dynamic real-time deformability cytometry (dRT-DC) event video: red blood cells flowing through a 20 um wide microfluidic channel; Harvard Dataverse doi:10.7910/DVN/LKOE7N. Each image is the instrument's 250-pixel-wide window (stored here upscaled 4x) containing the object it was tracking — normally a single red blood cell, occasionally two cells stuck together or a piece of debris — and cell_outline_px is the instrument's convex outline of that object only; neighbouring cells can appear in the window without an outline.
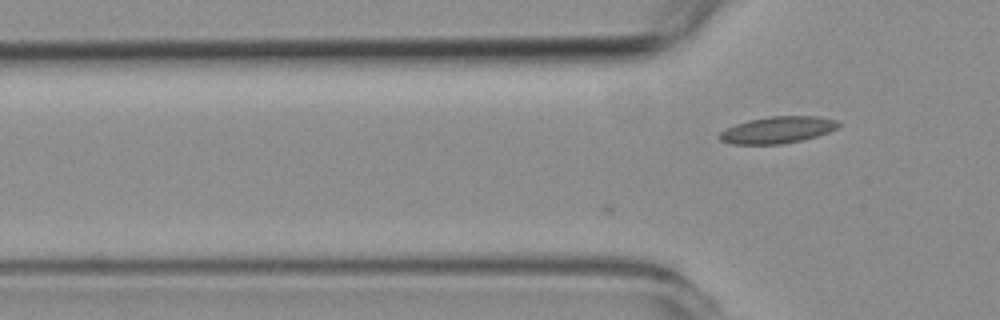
{"species": "common noctule bat (a hibernating species)", "species_latin": "Nyctalus noctula", "temperature_condition": "room temperature", "stored_images_in_passage": 3, "camera_frame_rate_fps": 3000, "um_per_image_px": 0.085, "animal": {"sex": "female", "body_mass_g": 19.3, "forearm_length_mm": 54.1}, "frame": {"image": 1, "passage_image": 3, "time_ms": 0.667, "image_size_px": [1000, 320], "cell_outline_px": [[840, 124], [836, 128], [828, 132], [816, 136], [800, 140], [780, 144], [732, 144], [720, 140], [716, 136], [720, 132], [736, 124], [748, 120], [768, 116], [820, 116], [836, 120]], "centroid_in_image_um": [66.06, 11.03], "position_along_channel_um": 59.7, "area_um2": 18.44}}